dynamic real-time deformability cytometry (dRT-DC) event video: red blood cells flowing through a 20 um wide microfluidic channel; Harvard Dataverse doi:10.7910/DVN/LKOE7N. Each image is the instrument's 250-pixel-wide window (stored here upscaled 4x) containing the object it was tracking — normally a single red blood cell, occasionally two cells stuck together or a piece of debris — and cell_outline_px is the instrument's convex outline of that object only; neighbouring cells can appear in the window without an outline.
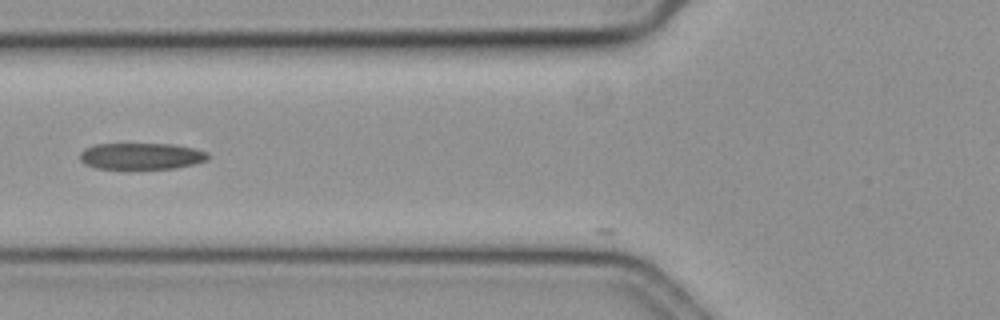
{"species": "common noctule bat (a hibernating species)", "species_latin": "Nyctalus noctula", "temperature_condition": "cold", "stored_images_in_passage": 12, "camera_frame_rate_fps": 3000, "um_per_image_px": 0.085, "animal": {"sex": "female", "body_mass_g": 19.3, "forearm_length_mm": 54.1}, "frame": {"image": 1, "passage_image": 9, "time_ms": 2.667, "image_size_px": [1000, 320], "cell_outline_px": [[212, 156], [208, 160], [176, 168], [128, 172], [96, 168], [84, 164], [80, 160], [80, 152], [84, 148], [96, 144], [172, 144], [192, 148], [208, 152]], "centroid_in_image_um": [11.98, 13.33], "position_along_channel_um": 113.8, "area_um2": 20.87}}